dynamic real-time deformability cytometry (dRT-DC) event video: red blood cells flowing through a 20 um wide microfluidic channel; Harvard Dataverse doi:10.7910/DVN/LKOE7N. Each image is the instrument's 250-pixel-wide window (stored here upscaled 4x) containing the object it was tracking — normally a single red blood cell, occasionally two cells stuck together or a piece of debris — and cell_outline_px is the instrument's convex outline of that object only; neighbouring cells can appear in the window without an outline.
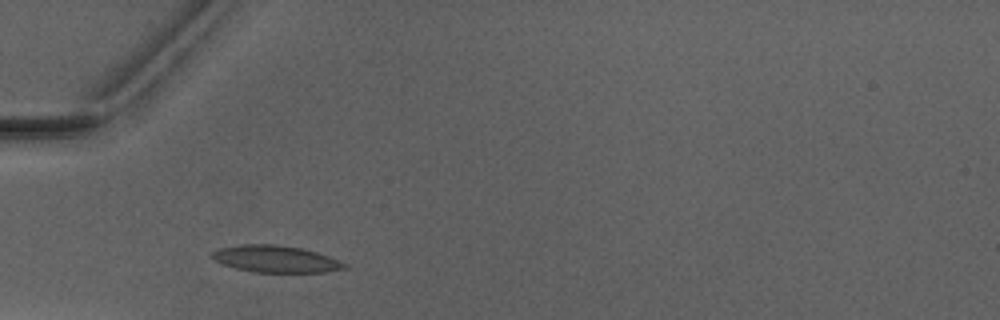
{"species": "Egyptian fruit bat (a non-hibernating species)", "species_latin": "Rousettus aegyptiacus", "temperature_condition": "warm", "stored_images_in_passage": 2, "camera_frame_rate_fps": 3000, "um_per_image_px": 0.085, "animal": {"sex": "male"}, "frame": {"image": 1, "passage_image": 2, "time_ms": 1.0, "image_size_px": [1000, 320], "cell_outline_px": [[348, 268], [324, 272], [252, 272], [236, 268], [212, 260], [212, 252], [220, 248], [240, 244], [276, 244], [300, 248], [316, 252], [328, 256], [348, 264]], "centroid_in_image_um": [23.43, 22.01], "position_along_channel_um": 61.6, "area_um2": 20.69}}